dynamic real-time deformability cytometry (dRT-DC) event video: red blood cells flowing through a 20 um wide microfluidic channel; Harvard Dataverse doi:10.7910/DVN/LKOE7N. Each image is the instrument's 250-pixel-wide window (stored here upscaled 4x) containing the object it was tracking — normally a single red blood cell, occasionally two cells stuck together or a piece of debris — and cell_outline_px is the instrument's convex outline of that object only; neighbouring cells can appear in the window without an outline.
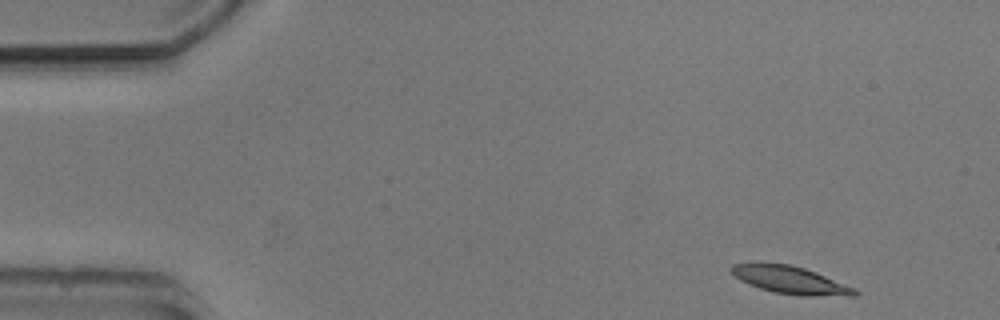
{"species": "common noctule bat (a hibernating species)", "species_latin": "Nyctalus noctula", "temperature_condition": "cold", "stored_images_in_passage": 5, "camera_frame_rate_fps": 3000, "um_per_image_px": 0.085, "animal": {"sex": "male", "body_mass_g": 20.5, "forearm_length_mm": 52.5}, "frame": {"image": 1, "passage_image": 1, "time_ms": 0.0, "image_size_px": [1000, 320], "cell_outline_px": [[860, 292], [856, 296], [800, 296], [772, 292], [748, 284], [740, 280], [728, 268], [732, 264], [752, 260], [788, 264], [804, 268], [816, 272], [856, 288]], "centroid_in_image_um": [67.13, 23.77], "position_along_channel_um": 17.9, "area_um2": 20.58}}
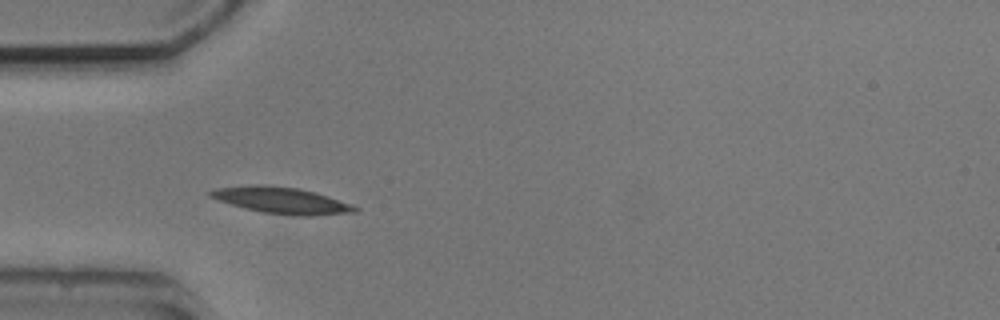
{"frame": {"image": 2, "passage_image": 4, "time_ms": 3.667, "image_size_px": [1000, 320], "cell_outline_px": [[360, 208], [356, 212], [312, 216], [292, 216], [260, 212], [244, 208], [208, 196], [208, 192], [212, 188], [252, 184], [268, 184], [300, 188], [316, 192], [352, 204]], "centroid_in_image_um": [23.93, 17.02], "position_along_channel_um": 61.1, "area_um2": 22.72}}